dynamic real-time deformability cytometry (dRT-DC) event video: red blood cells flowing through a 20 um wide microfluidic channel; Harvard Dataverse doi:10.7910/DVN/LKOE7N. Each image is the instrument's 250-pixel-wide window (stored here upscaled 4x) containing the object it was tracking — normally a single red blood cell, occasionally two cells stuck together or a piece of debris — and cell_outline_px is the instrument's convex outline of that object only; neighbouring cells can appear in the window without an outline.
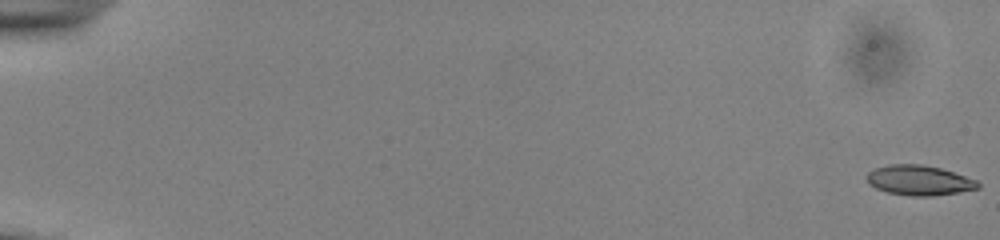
{"species": "common noctule bat (a hibernating species)", "species_latin": "Nyctalus noctula", "temperature_condition": "cold", "stored_images_in_passage": 54, "camera_frame_rate_fps": 3000, "um_per_image_px": 0.085, "animal": {"sex": "male", "body_mass_g": 13.0, "forearm_length_mm": 53.1}, "frame": {"image": 1, "passage_image": 1, "time_ms": 0.0, "image_size_px": [1000, 240], "cell_outline_px": [[980, 188], [960, 192], [932, 196], [908, 196], [888, 192], [876, 188], [868, 184], [868, 172], [876, 168], [888, 164], [920, 164], [940, 168], [976, 180], [980, 184]], "centroid_in_image_um": [78.13, 15.33], "position_along_channel_um": 6.9, "area_um2": 19.31}}
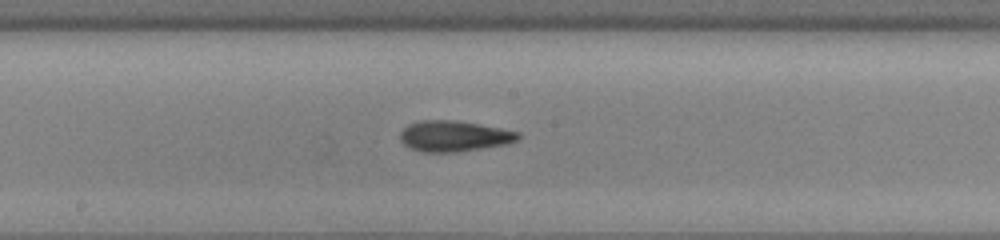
{"frame": {"image": 2, "passage_image": 31, "time_ms": 10.0, "image_size_px": [1000, 240], "cell_outline_px": [[520, 140], [508, 144], [456, 152], [424, 152], [408, 148], [400, 140], [400, 132], [408, 124], [420, 120], [456, 120], [500, 128], [520, 132]], "centroid_in_image_um": [38.59, 11.57], "position_along_channel_um": 209.6, "area_um2": 21.33}}
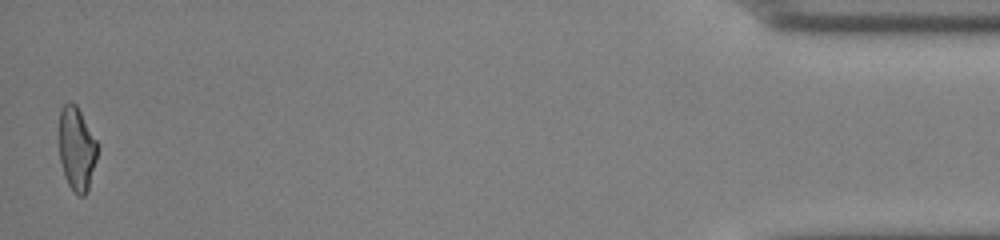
{"frame": {"image": 3, "passage_image": 54, "time_ms": 17.667, "image_size_px": [1000, 240], "cell_outline_px": [[96, 160], [88, 192], [84, 196], [80, 196], [68, 184], [64, 176], [60, 160], [60, 108], [68, 100], [76, 104], [96, 140]], "centroid_in_image_um": [6.51, 12.64], "position_along_channel_um": 428.7, "area_um2": 18.44}, "authors_computed_cell_mechanics": {"area_um2": 19.8254, "velocity_mm_per_s": 3.9351, "shape_relaxation_time_tau1_ms": 4.2342, "shape_relaxation_time_tau2_ms": 2.3246, "deformation_change_tau1": 0.1254, "deformation_change_tau2": 0.1009}}